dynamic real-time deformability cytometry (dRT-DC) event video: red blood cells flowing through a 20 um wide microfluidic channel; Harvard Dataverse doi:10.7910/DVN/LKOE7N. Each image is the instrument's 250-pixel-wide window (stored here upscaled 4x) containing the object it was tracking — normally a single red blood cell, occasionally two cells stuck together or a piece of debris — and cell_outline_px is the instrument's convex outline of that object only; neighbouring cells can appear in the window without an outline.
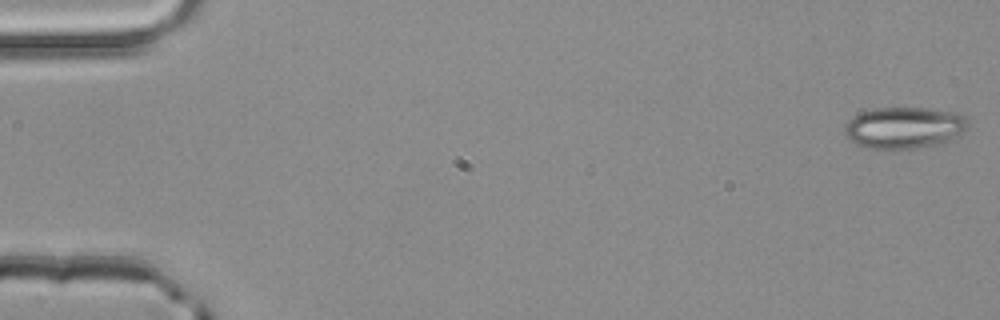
{"species": "common noctule bat (a hibernating species)", "species_latin": "Nyctalus noctula", "temperature_condition": "room temperature", "stored_images_in_passage": 52, "camera_frame_rate_fps": 3000, "um_per_image_px": 0.085, "animal": {"sex": "male", "body_mass_g": 20.4}, "frame": {"image": 1, "passage_image": 1, "time_ms": 0.0, "image_size_px": [1000, 320], "cell_outline_px": [[972, 124], [964, 132], [948, 140], [936, 144], [916, 148], [868, 148], [856, 144], [844, 132], [844, 128], [848, 120], [852, 116], [860, 112], [876, 108], [924, 108], [960, 112]], "centroid_in_image_um": [76.89, 10.83], "position_along_channel_um": 8.1, "area_um2": 29.88}}
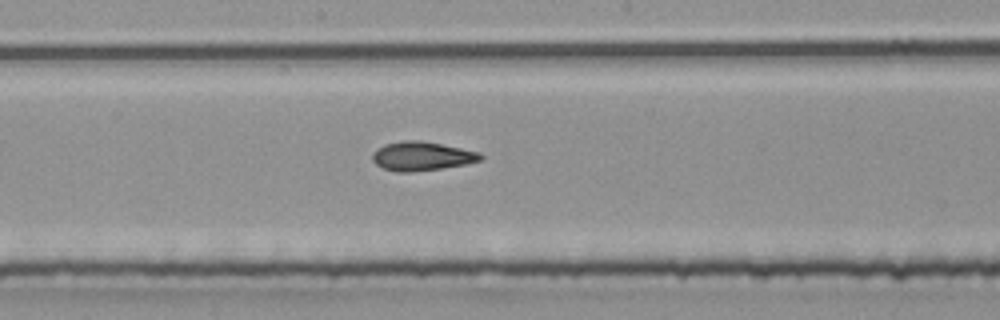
{"frame": {"image": 2, "passage_image": 28, "time_ms": 9.0, "image_size_px": [1000, 320], "cell_outline_px": [[484, 156], [480, 160], [468, 164], [412, 172], [396, 172], [384, 168], [376, 164], [372, 160], [372, 152], [376, 148], [384, 144], [404, 140], [420, 140], [480, 152]], "centroid_in_image_um": [35.83, 13.27], "position_along_channel_um": 212.4, "area_um2": 18.26}}
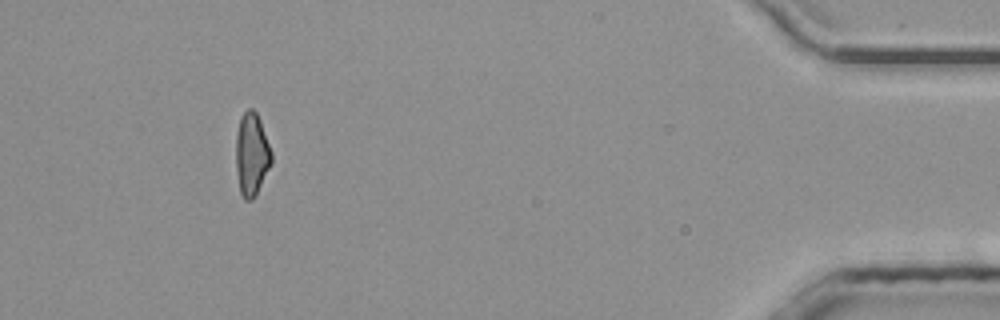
{"frame": {"image": 3, "passage_image": 48, "time_ms": 15.667, "image_size_px": [1000, 320], "cell_outline_px": [[272, 164], [256, 196], [252, 200], [244, 200], [240, 192], [236, 172], [236, 132], [240, 116], [248, 108], [252, 108], [256, 112], [260, 120], [272, 152]], "centroid_in_image_um": [21.39, 13.13], "position_along_channel_um": 413.8, "area_um2": 17.51}, "authors_computed_cell_mechanics": {"area_um2": 18.1781, "velocity_mm_per_s": 4.0422, "shape_relaxation_time_tau1_ms": null, "shape_relaxation_time_tau2_ms": 1.7827, "deformation_change_tau1": null, "deformation_change_tau2": 0.1008}}